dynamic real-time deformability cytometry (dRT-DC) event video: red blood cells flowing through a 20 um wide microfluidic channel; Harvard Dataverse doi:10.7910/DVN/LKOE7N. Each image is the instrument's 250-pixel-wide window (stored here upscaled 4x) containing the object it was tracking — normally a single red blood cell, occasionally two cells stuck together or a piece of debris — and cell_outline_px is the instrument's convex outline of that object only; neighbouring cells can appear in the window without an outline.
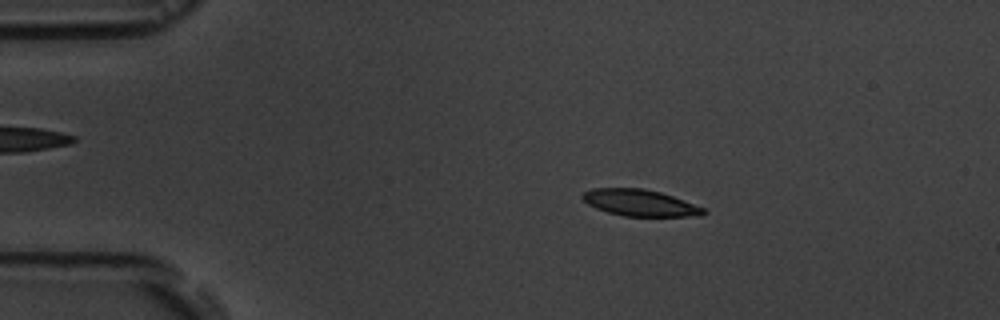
{"species": "common noctule bat (a hibernating species)", "species_latin": "Nyctalus noctula", "temperature_condition": "room temperature", "stored_images_in_passage": 17, "camera_frame_rate_fps": 3000, "um_per_image_px": 0.085, "animal": {"sex": "male", "body_mass_g": 19.5, "forearm_length_mm": 54.6}, "frame": {"image": 1, "passage_image": 4, "time_ms": 3.333, "image_size_px": [1000, 320], "cell_outline_px": [[708, 212], [700, 216], [624, 216], [608, 212], [596, 208], [588, 204], [580, 196], [584, 192], [592, 188], [644, 188], [660, 192], [672, 196], [704, 208]], "centroid_in_image_um": [54.38, 17.24], "position_along_channel_um": 30.6, "area_um2": 18.61}}
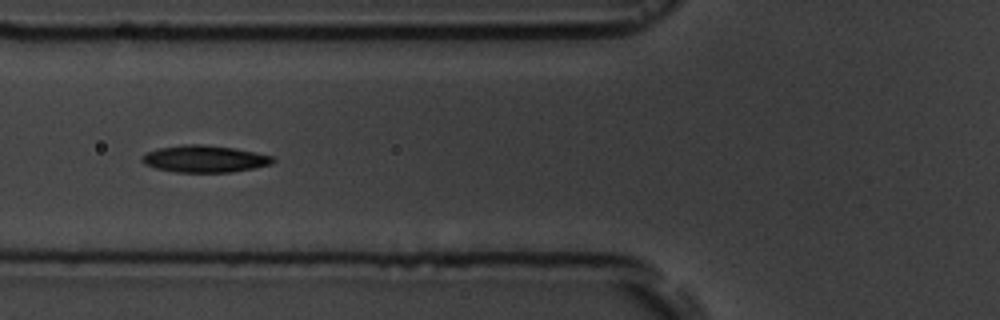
{"frame": {"image": 2, "passage_image": 7, "time_ms": 7.0, "image_size_px": [1000, 320], "cell_outline_px": [[276, 160], [272, 164], [256, 168], [232, 172], [176, 172], [156, 168], [144, 164], [140, 160], [140, 156], [148, 152], [160, 148], [184, 144], [204, 144], [236, 148], [272, 156]], "centroid_in_image_um": [17.4, 13.5], "position_along_channel_um": 108.4, "area_um2": 20.69}}
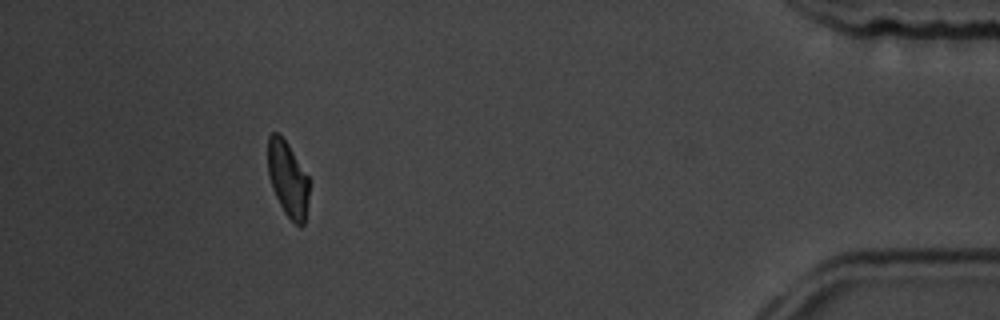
{"frame": {"image": 3, "passage_image": 16, "time_ms": 17.0, "image_size_px": [1000, 320], "cell_outline_px": [[308, 200], [304, 224], [300, 228], [284, 212], [272, 188], [268, 176], [268, 136], [272, 132], [276, 132], [288, 144], [308, 176]], "centroid_in_image_um": [24.46, 15.22], "position_along_channel_um": 410.7, "area_um2": 17.92}, "authors_computed_cell_mechanics": {"area_um2": 19.2474, "velocity_mm_per_s": 3.6058, "shape_relaxation_time_tau1_ms": 3.0113, "shape_relaxation_time_tau2_ms": 2.6579, "deformation_change_tau1": 0.0976, "deformation_change_tau2": 0.0818}}